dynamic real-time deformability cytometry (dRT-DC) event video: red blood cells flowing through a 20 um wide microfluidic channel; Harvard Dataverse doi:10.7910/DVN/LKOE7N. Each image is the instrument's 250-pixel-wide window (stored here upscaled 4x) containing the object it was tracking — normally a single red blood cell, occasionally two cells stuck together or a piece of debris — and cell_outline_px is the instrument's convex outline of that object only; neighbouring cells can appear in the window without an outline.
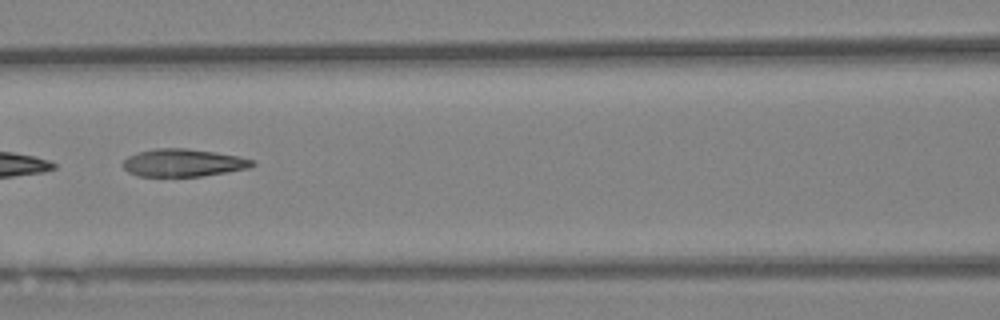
{"species": "Egyptian fruit bat (a non-hibernating species)", "species_latin": "Rousettus aegyptiacus", "temperature_condition": "warm", "stored_images_in_passage": 14, "camera_frame_rate_fps": 3000, "um_per_image_px": 0.085, "animal": {"sex": "female"}, "frame": {"image": 1, "passage_image": 8, "time_ms": 2.333, "image_size_px": [1000, 320], "cell_outline_px": [[256, 164], [248, 168], [200, 176], [136, 176], [128, 172], [124, 168], [124, 160], [128, 156], [136, 152], [156, 148], [184, 148], [216, 152], [256, 160]], "centroid_in_image_um": [15.56, 13.83], "position_along_channel_um": 151.0, "area_um2": 20.75}}